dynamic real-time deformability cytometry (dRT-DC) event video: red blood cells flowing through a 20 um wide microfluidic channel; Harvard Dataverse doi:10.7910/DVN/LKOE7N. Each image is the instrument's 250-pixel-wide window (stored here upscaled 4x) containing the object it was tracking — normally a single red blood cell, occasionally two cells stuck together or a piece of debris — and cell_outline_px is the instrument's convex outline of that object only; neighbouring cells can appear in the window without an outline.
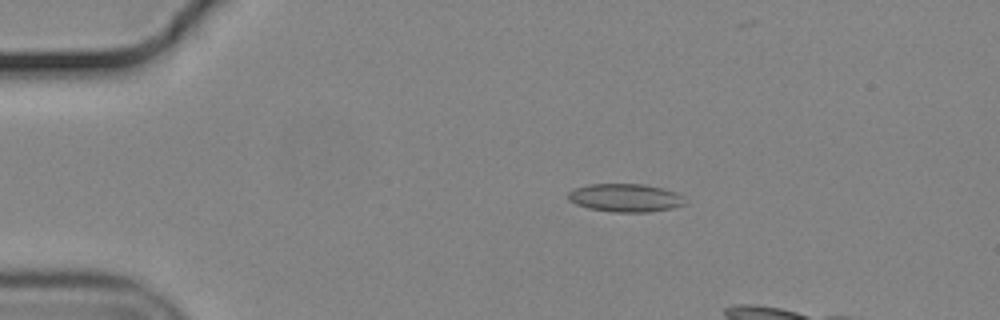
{"species": "common noctule bat (a hibernating species)", "species_latin": "Nyctalus noctula", "temperature_condition": "cold", "stored_images_in_passage": 12, "camera_frame_rate_fps": 3000, "um_per_image_px": 0.085, "animal": {"sex": "male", "body_mass_g": 19.2, "forearm_length_mm": 51.8}, "frame": {"image": 1, "passage_image": 1, "time_ms": 0.0, "image_size_px": [1000, 320], "cell_outline_px": [[688, 204], [672, 208], [648, 212], [612, 212], [588, 208], [576, 204], [568, 200], [568, 192], [572, 188], [588, 184], [644, 184], [664, 188], [676, 192], [684, 196]], "centroid_in_image_um": [53.17, 16.81], "position_along_channel_um": 31.8, "area_um2": 19.54}}
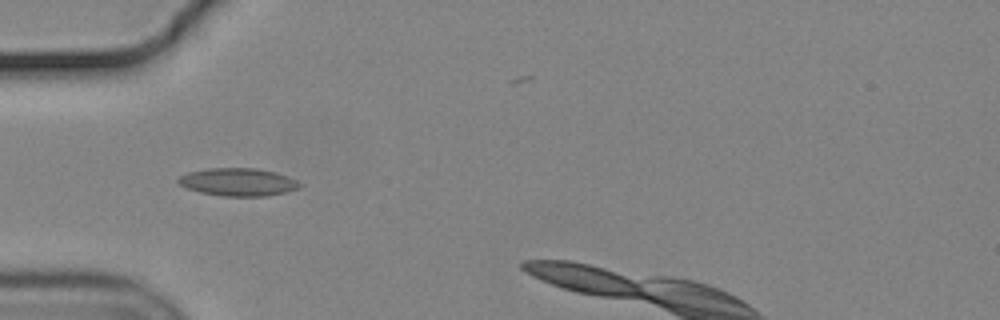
{"frame": {"image": 2, "passage_image": 8, "time_ms": 2.333, "image_size_px": [1000, 320], "cell_outline_px": [[300, 184], [296, 188], [284, 192], [268, 196], [220, 196], [200, 192], [188, 188], [180, 184], [176, 180], [180, 176], [188, 172], [208, 168], [256, 168], [276, 172], [288, 176], [296, 180]], "centroid_in_image_um": [20.21, 15.46], "position_along_channel_um": 64.8, "area_um2": 19.54}}
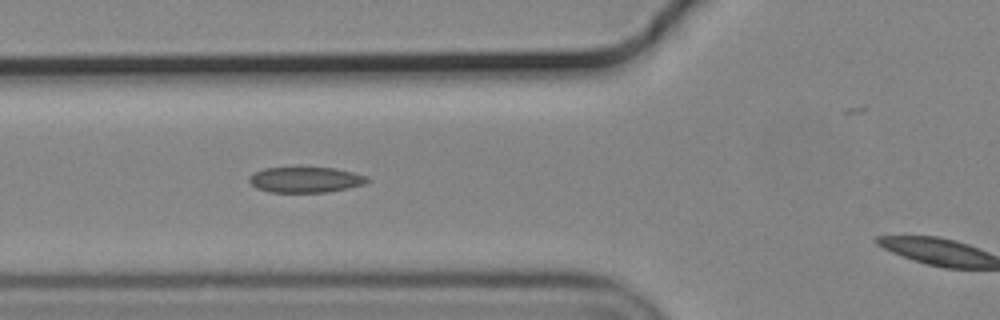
{"frame": {"image": 3, "passage_image": 11, "time_ms": 3.333, "image_size_px": [1000, 320], "cell_outline_px": [[372, 180], [364, 184], [348, 188], [328, 192], [268, 192], [256, 188], [248, 180], [248, 176], [252, 172], [264, 168], [336, 168], [368, 176]], "centroid_in_image_um": [25.96, 15.28], "position_along_channel_um": 99.8, "area_um2": 17.74}}